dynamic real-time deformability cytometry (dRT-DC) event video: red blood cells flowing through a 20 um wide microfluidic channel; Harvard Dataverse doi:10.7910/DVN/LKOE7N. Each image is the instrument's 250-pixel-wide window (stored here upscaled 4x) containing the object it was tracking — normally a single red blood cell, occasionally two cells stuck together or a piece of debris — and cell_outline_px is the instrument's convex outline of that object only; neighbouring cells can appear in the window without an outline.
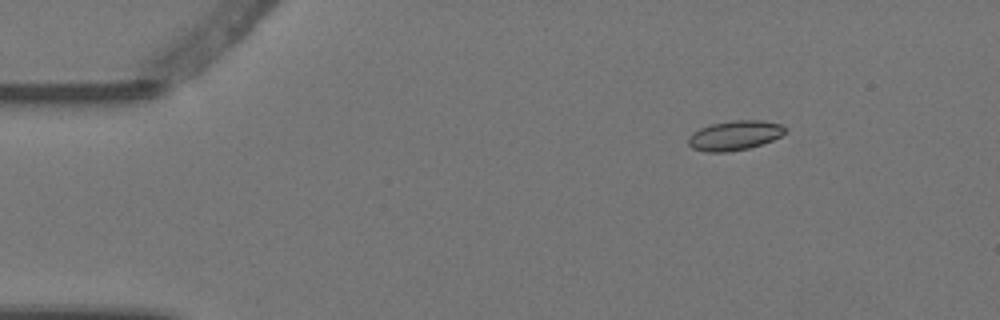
{"species": "Egyptian fruit bat (a non-hibernating species)", "species_latin": "Rousettus aegyptiacus", "temperature_condition": "warm", "stored_images_in_passage": 3, "camera_frame_rate_fps": 3000, "um_per_image_px": 0.085, "animal": {"sex": "female"}, "frame": {"image": 1, "passage_image": 3, "time_ms": 0.667, "image_size_px": [1000, 320], "cell_outline_px": [[784, 132], [780, 136], [772, 140], [748, 148], [728, 152], [708, 152], [692, 148], [688, 144], [688, 136], [692, 132], [700, 128], [712, 124], [732, 120], [760, 120], [780, 124], [784, 128]], "centroid_in_image_um": [62.39, 11.51], "position_along_channel_um": 22.6, "area_um2": 16.53}}